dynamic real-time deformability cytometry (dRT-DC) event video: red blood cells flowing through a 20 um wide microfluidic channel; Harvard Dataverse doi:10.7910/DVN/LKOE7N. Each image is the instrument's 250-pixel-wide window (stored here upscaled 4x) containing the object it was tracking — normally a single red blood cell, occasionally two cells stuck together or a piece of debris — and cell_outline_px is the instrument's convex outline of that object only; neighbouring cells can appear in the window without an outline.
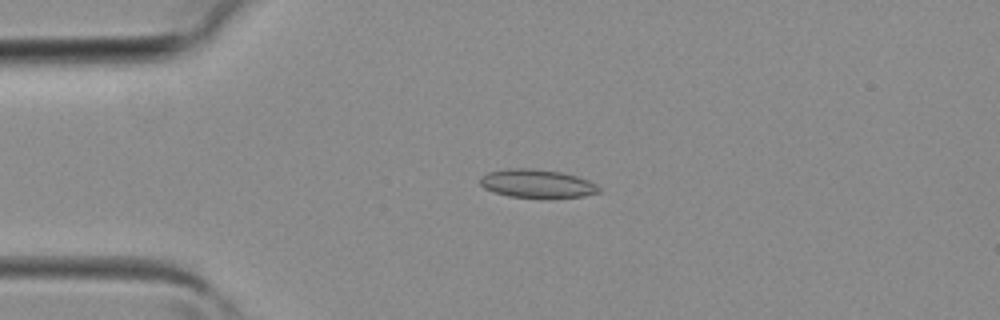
{"species": "common noctule bat (a hibernating species)", "species_latin": "Nyctalus noctula", "temperature_condition": "room temperature", "stored_images_in_passage": 38, "camera_frame_rate_fps": 3000, "um_per_image_px": 0.085, "animal": {"sex": "female", "body_mass_g": 19.3, "forearm_length_mm": 54.1}, "frame": {"image": 1, "passage_image": 8, "time_ms": 2.333, "image_size_px": [1000, 320], "cell_outline_px": [[600, 192], [584, 196], [548, 200], [508, 196], [484, 188], [480, 184], [480, 176], [488, 172], [508, 168], [532, 168], [560, 172], [576, 176], [588, 180], [596, 184], [600, 188]], "centroid_in_image_um": [45.66, 15.64], "position_along_channel_um": 39.3, "area_um2": 20.23}}
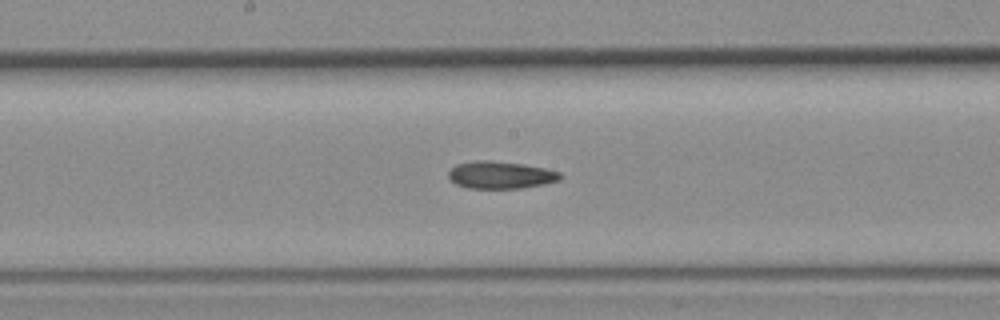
{"frame": {"image": 2, "passage_image": 19, "time_ms": 6.0, "image_size_px": [1000, 320], "cell_outline_px": [[560, 180], [544, 184], [524, 188], [468, 188], [456, 184], [448, 176], [448, 172], [456, 164], [476, 160], [492, 160], [520, 164], [544, 168], [560, 172]], "centroid_in_image_um": [42.53, 14.87], "position_along_channel_um": 205.7, "area_um2": 17.69}}
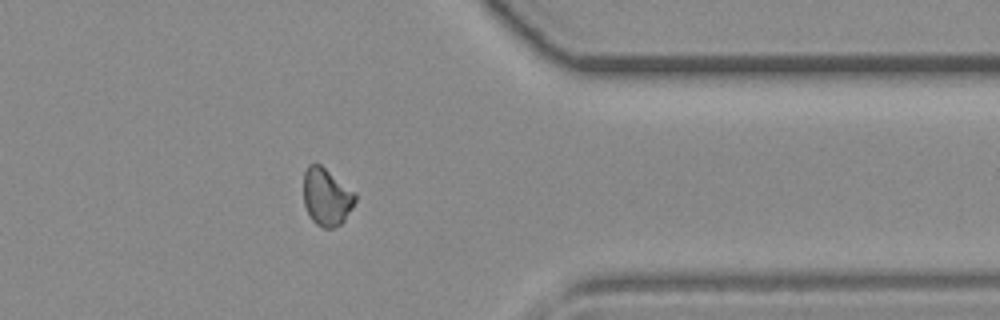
{"frame": {"image": 3, "passage_image": 30, "time_ms": 9.667, "image_size_px": [1000, 320], "cell_outline_px": [[356, 200], [352, 208], [344, 220], [340, 224], [332, 228], [324, 228], [316, 224], [312, 220], [304, 204], [304, 172], [308, 164], [320, 164], [352, 192], [356, 196]], "centroid_in_image_um": [27.72, 16.76], "position_along_channel_um": 383.7, "area_um2": 16.82}}